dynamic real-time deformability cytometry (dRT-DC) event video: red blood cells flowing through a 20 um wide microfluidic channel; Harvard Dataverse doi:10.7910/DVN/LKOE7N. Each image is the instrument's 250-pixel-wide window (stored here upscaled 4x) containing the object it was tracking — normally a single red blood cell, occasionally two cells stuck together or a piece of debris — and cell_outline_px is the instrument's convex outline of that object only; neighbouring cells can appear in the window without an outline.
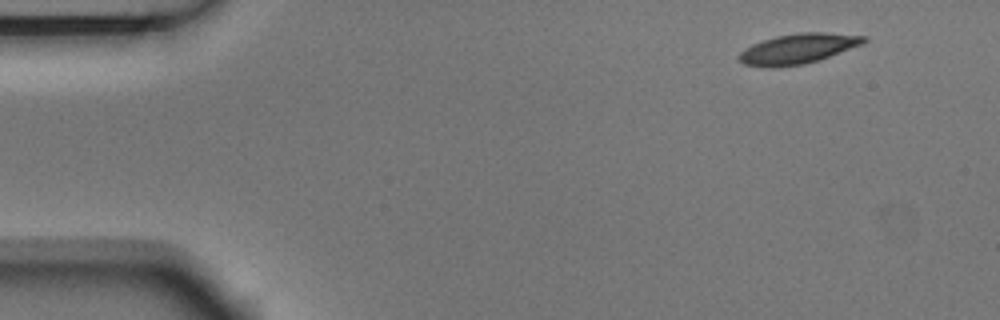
{"species": "Egyptian fruit bat (a non-hibernating species)", "species_latin": "Rousettus aegyptiacus", "temperature_condition": "room temperature", "stored_images_in_passage": 4, "camera_frame_rate_fps": 3000, "um_per_image_px": 0.085, "animal": {"sex": "male"}, "frame": {"image": 1, "passage_image": 1, "time_ms": 0.0, "image_size_px": [1000, 320], "cell_outline_px": [[868, 40], [864, 44], [820, 60], [804, 64], [776, 68], [764, 68], [744, 64], [736, 56], [740, 52], [752, 44], [776, 36], [800, 32], [824, 32], [868, 36]], "centroid_in_image_um": [67.85, 4.15], "position_along_channel_um": 17.1, "area_um2": 22.25}}
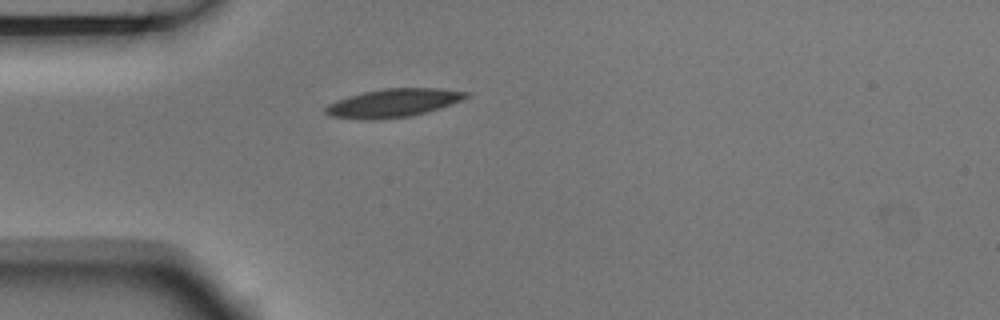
{"frame": {"image": 2, "passage_image": 4, "time_ms": 1.0, "image_size_px": [1000, 320], "cell_outline_px": [[468, 96], [452, 104], [440, 108], [408, 116], [372, 120], [360, 120], [328, 116], [324, 112], [324, 108], [328, 104], [336, 100], [348, 96], [364, 92], [384, 88], [440, 88], [468, 92]], "centroid_in_image_um": [33.36, 8.75], "position_along_channel_um": 51.6, "area_um2": 23.18}}